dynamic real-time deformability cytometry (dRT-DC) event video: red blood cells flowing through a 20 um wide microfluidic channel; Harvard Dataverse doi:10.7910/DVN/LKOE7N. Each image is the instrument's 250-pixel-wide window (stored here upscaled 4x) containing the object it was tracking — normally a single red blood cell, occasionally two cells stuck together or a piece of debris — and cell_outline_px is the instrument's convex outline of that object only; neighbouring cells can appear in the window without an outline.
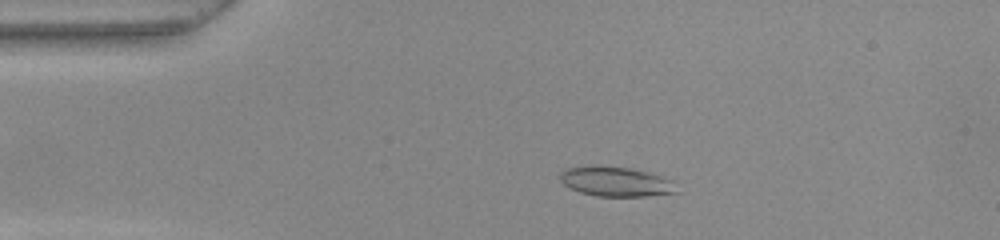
{"species": "common noctule bat (a hibernating species)", "species_latin": "Nyctalus noctula", "temperature_condition": "warm", "stored_images_in_passage": 43, "camera_frame_rate_fps": 3000, "um_per_image_px": 0.085, "animal": {"sex": "female", "body_mass_g": 22.0, "forearm_length_mm": 56.7}, "frame": {"image": 1, "passage_image": 2, "time_ms": 0.333, "image_size_px": [1000, 240], "cell_outline_px": [[680, 192], [648, 196], [596, 196], [580, 192], [568, 188], [560, 180], [560, 172], [568, 168], [596, 164], [632, 168], [648, 172], [672, 180]], "centroid_in_image_um": [52.34, 15.42], "position_along_channel_um": 32.7, "area_um2": 20.52}}
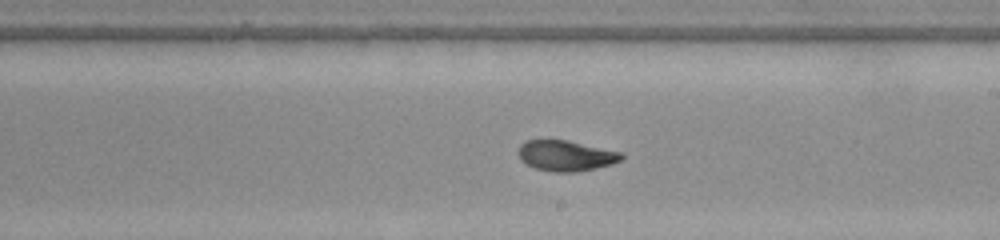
{"frame": {"image": 2, "passage_image": 21, "time_ms": 6.667, "image_size_px": [1000, 240], "cell_outline_px": [[624, 156], [620, 160], [612, 164], [596, 168], [576, 172], [552, 172], [532, 168], [524, 164], [520, 160], [516, 152], [520, 144], [528, 140], [568, 140], [624, 152]], "centroid_in_image_um": [48.07, 13.24], "position_along_channel_um": 240.9, "area_um2": 18.84}}
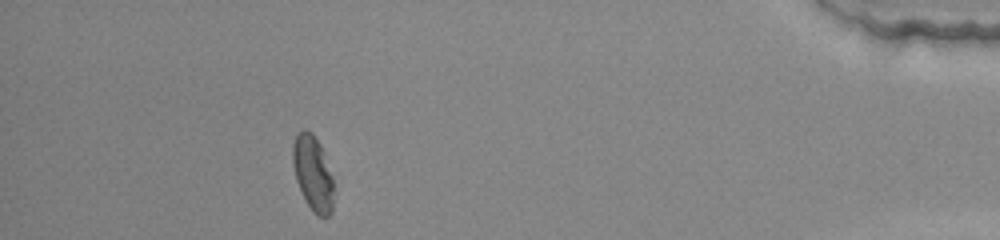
{"frame": {"image": 3, "passage_image": 38, "time_ms": 12.333, "image_size_px": [1000, 240], "cell_outline_px": [[332, 212], [328, 216], [316, 216], [312, 212], [304, 200], [296, 180], [292, 164], [292, 144], [296, 136], [304, 128], [312, 132], [320, 144], [332, 176]], "centroid_in_image_um": [26.56, 14.73], "position_along_channel_um": 408.6, "area_um2": 17.92}, "authors_computed_cell_mechanics": {"area_um2": 19.0162, "velocity_mm_per_s": 3.9675, "shape_relaxation_time_tau1_ms": 6.5554, "shape_relaxation_time_tau2_ms": 1.8184, "deformation_change_tau1": 0.2061, "deformation_change_tau2": 0.0635}}